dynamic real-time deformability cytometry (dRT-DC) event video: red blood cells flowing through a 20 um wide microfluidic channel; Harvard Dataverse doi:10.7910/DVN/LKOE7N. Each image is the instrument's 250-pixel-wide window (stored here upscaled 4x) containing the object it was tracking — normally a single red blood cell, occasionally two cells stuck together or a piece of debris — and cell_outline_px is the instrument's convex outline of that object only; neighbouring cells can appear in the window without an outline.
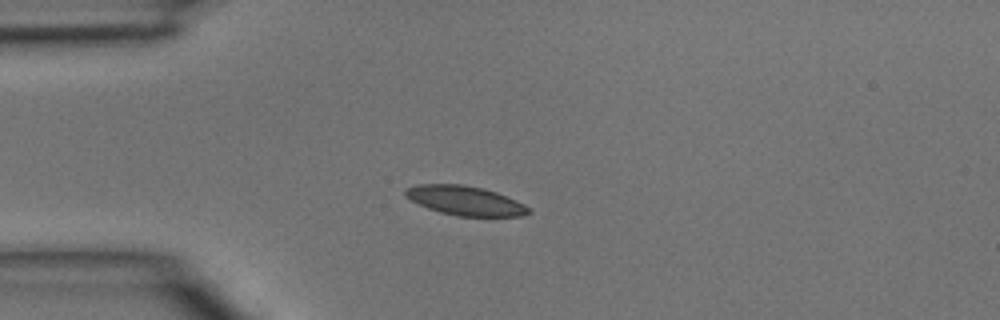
{"species": "common noctule bat (a hibernating species)", "species_latin": "Nyctalus noctula", "temperature_condition": "room temperature", "stored_images_in_passage": 3, "camera_frame_rate_fps": 3000, "um_per_image_px": 0.085, "animal": {"sex": "male", "body_mass_g": 15.6}, "frame": {"image": 1, "passage_image": 3, "time_ms": 0.667, "image_size_px": [1000, 320], "cell_outline_px": [[532, 212], [524, 216], [456, 216], [440, 212], [428, 208], [404, 196], [404, 188], [416, 184], [464, 184], [484, 188], [496, 192], [516, 200], [524, 204]], "centroid_in_image_um": [39.53, 17.04], "position_along_channel_um": 45.5, "area_um2": 21.15}}